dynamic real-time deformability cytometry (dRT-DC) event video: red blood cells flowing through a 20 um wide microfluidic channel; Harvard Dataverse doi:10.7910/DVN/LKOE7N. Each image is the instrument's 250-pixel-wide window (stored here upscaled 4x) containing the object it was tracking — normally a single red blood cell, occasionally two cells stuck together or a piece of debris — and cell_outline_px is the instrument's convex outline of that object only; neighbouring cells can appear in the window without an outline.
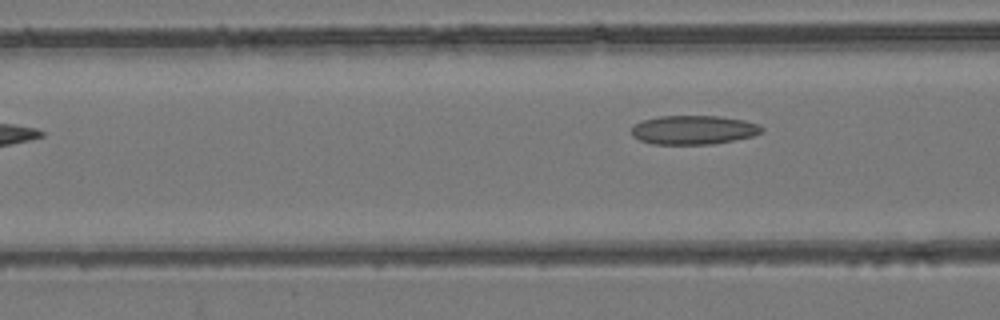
{"species": "common noctule bat (a hibernating species)", "species_latin": "Nyctalus noctula", "temperature_condition": "room temperature", "stored_images_in_passage": 5, "camera_frame_rate_fps": 3000, "um_per_image_px": 0.085, "animal": {"sex": "female", "body_mass_g": 24.6, "forearm_length_mm": 56.2}, "frame": {"image": 1, "passage_image": 5, "time_ms": 4.667, "image_size_px": [1000, 320], "cell_outline_px": [[764, 132], [752, 136], [712, 144], [652, 144], [640, 140], [632, 136], [632, 128], [636, 124], [644, 120], [660, 116], [720, 116], [744, 120], [760, 124], [764, 128]], "centroid_in_image_um": [58.99, 11.04], "position_along_channel_um": 107.6, "area_um2": 21.96}}